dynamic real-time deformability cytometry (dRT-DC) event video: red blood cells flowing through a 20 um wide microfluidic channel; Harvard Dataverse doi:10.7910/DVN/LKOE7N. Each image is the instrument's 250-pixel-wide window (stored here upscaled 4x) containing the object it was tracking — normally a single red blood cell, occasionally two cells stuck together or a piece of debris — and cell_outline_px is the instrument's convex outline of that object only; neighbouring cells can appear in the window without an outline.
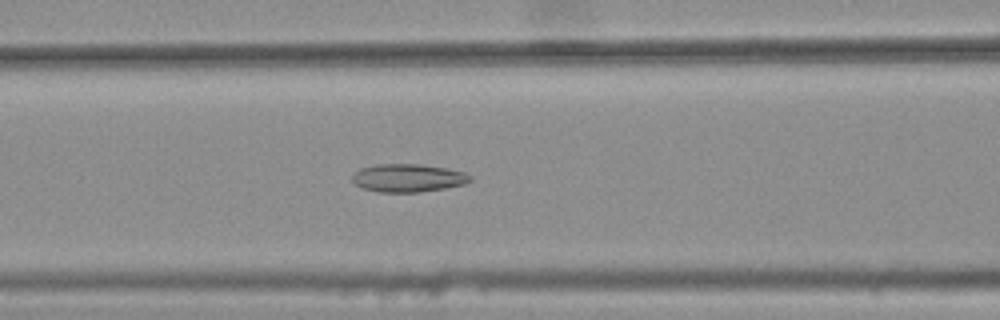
{"species": "common noctule bat (a hibernating species)", "species_latin": "Nyctalus noctula", "temperature_condition": "warm", "stored_images_in_passage": 44, "camera_frame_rate_fps": 3000, "um_per_image_px": 0.085, "animal": {"sex": "female", "body_mass_g": 25.1}, "frame": {"image": 1, "passage_image": 21, "time_ms": 6.667, "image_size_px": [1000, 320], "cell_outline_px": [[472, 180], [464, 184], [444, 188], [420, 192], [380, 192], [364, 188], [356, 184], [352, 180], [352, 176], [360, 168], [376, 164], [416, 164], [448, 168], [464, 172], [472, 176]], "centroid_in_image_um": [34.7, 15.12], "position_along_channel_um": 131.9, "area_um2": 19.19}}
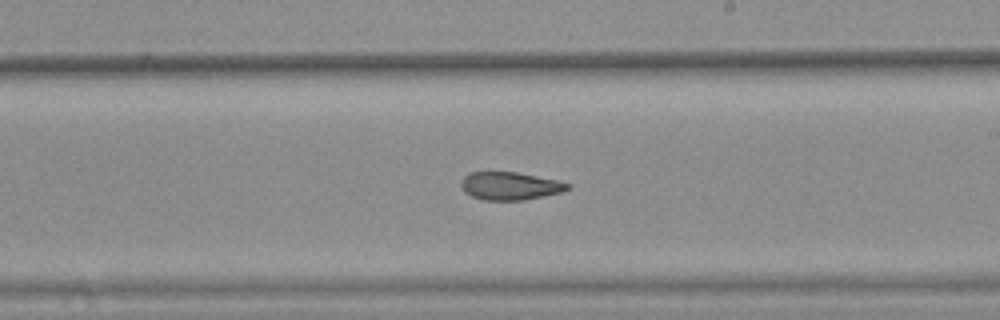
{"frame": {"image": 2, "passage_image": 30, "time_ms": 9.667, "image_size_px": [1000, 320], "cell_outline_px": [[572, 188], [564, 192], [524, 200], [484, 200], [472, 196], [464, 192], [460, 184], [464, 176], [468, 172], [516, 172], [560, 180], [572, 184]], "centroid_in_image_um": [43.41, 15.8], "position_along_channel_um": 245.6, "area_um2": 17.63}}
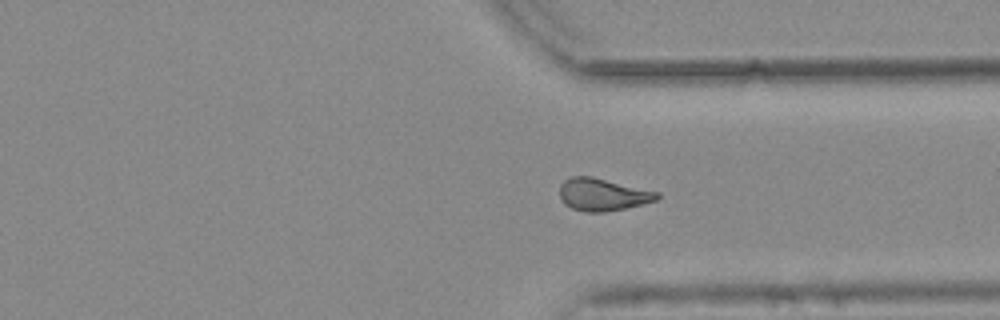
{"frame": {"image": 3, "passage_image": 39, "time_ms": 12.667, "image_size_px": [1000, 320], "cell_outline_px": [[660, 196], [656, 200], [624, 208], [604, 212], [584, 212], [572, 208], [564, 204], [560, 196], [560, 184], [564, 180], [572, 176], [592, 176], [660, 192]], "centroid_in_image_um": [51.21, 16.53], "position_along_channel_um": 360.2, "area_um2": 18.38}, "authors_computed_cell_mechanics": {"area_um2": 18.785, "velocity_mm_per_s": 3.8068, "shape_relaxation_time_tau1_ms": null, "shape_relaxation_time_tau2_ms": 4.1875, "deformation_change_tau1": null, "deformation_change_tau2": 0.1177}}